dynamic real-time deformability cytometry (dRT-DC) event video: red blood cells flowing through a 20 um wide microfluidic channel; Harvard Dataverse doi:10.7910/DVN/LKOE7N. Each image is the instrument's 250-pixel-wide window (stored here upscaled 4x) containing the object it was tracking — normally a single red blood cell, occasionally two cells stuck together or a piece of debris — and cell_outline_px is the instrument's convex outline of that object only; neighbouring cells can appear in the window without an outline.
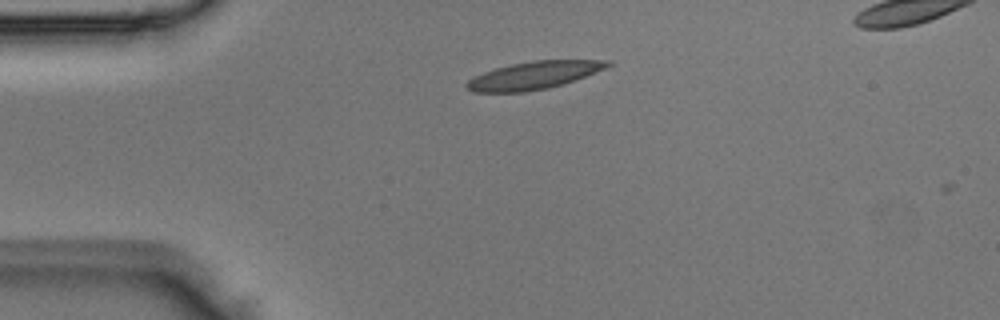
{"species": "Egyptian fruit bat (a non-hibernating species)", "species_latin": "Rousettus aegyptiacus", "temperature_condition": "room temperature", "stored_images_in_passage": 2, "camera_frame_rate_fps": 3000, "um_per_image_px": 0.085, "animal": {"sex": "male"}, "frame": {"image": 1, "passage_image": 1, "time_ms": 0.0, "image_size_px": [1000, 320], "cell_outline_px": [[612, 64], [604, 68], [584, 76], [548, 88], [524, 92], [472, 92], [464, 84], [468, 80], [484, 72], [496, 68], [512, 64], [532, 60], [612, 60]], "centroid_in_image_um": [45.34, 6.4], "position_along_channel_um": 39.7, "area_um2": 22.31}}